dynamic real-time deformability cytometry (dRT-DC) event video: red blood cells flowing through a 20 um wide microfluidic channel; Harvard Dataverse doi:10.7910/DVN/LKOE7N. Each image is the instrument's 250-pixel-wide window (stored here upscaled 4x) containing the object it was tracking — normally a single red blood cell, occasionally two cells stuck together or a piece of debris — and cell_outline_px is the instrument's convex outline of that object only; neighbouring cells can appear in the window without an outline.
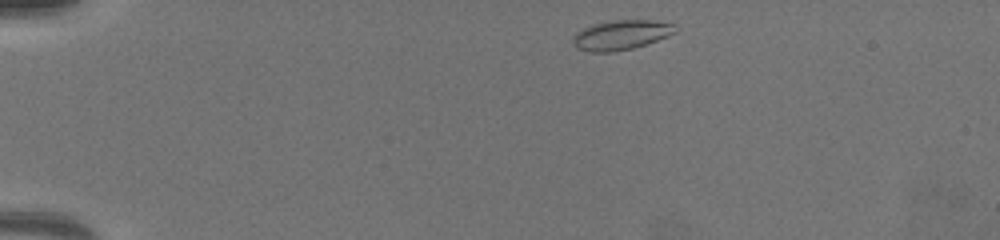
{"species": "common noctule bat (a hibernating species)", "species_latin": "Nyctalus noctula", "temperature_condition": "warm", "stored_images_in_passage": 53, "camera_frame_rate_fps": 3000, "um_per_image_px": 0.085, "animal": {"sex": "female", "body_mass_g": 19.5, "forearm_length_mm": 54.1}, "frame": {"image": 1, "passage_image": 1, "time_ms": 0.0, "image_size_px": [1000, 240], "cell_outline_px": [[676, 32], [668, 36], [632, 48], [612, 52], [592, 52], [576, 48], [572, 44], [572, 36], [576, 32], [592, 24], [612, 20], [652, 20], [672, 24]], "centroid_in_image_um": [52.72, 2.97], "position_along_channel_um": 32.3, "area_um2": 17.57}}
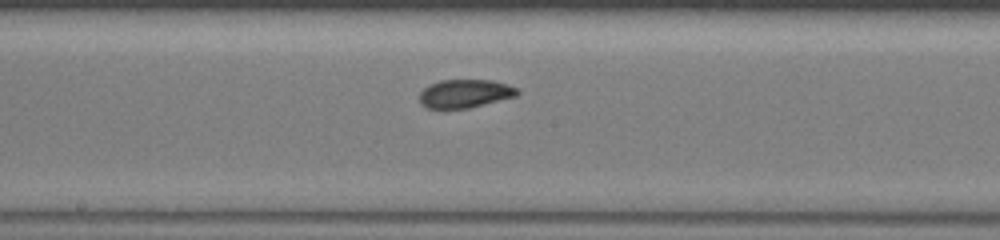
{"frame": {"image": 2, "passage_image": 25, "time_ms": 8.0, "image_size_px": [1000, 240], "cell_outline_px": [[520, 92], [516, 96], [468, 108], [428, 108], [420, 104], [420, 92], [428, 84], [440, 80], [492, 80], [508, 84], [520, 88]], "centroid_in_image_um": [39.54, 7.94], "position_along_channel_um": 208.7, "area_um2": 16.24}}
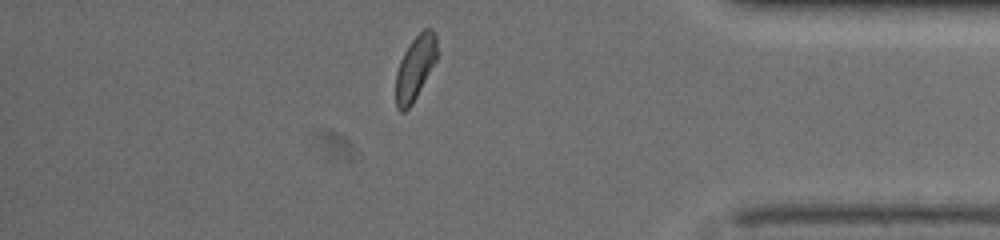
{"frame": {"image": 3, "passage_image": 45, "time_ms": 14.667, "image_size_px": [1000, 240], "cell_outline_px": [[440, 52], [436, 60], [412, 104], [404, 112], [400, 112], [396, 108], [396, 72], [400, 60], [404, 52], [412, 40], [424, 28], [432, 28], [436, 32]], "centroid_in_image_um": [35.32, 5.72], "position_along_channel_um": 399.9, "area_um2": 15.66}}